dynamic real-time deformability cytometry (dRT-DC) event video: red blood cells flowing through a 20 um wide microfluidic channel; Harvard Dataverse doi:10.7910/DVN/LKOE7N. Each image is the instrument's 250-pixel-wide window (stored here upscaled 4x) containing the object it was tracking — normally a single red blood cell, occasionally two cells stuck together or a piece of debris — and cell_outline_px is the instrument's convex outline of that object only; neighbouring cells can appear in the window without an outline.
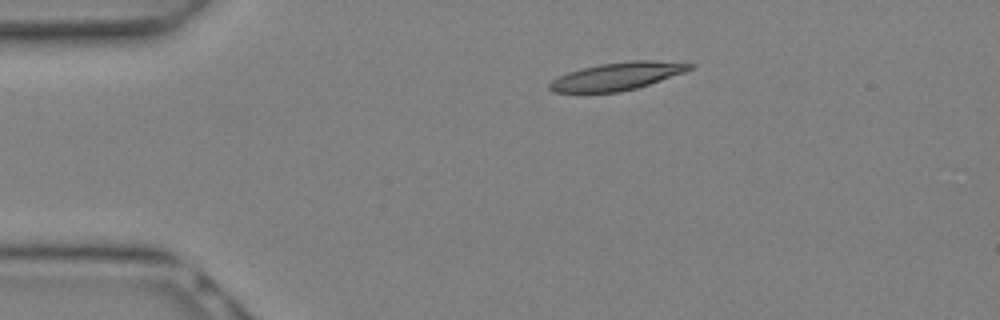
{"species": "Egyptian fruit bat (a non-hibernating species)", "species_latin": "Rousettus aegyptiacus", "temperature_condition": "warm", "stored_images_in_passage": 9, "camera_frame_rate_fps": 3000, "um_per_image_px": 0.085, "animal": {"sex": "female"}, "frame": {"image": 1, "passage_image": 1, "time_ms": 0.0, "image_size_px": [1000, 320], "cell_outline_px": [[696, 64], [692, 68], [684, 72], [636, 88], [620, 92], [552, 92], [548, 88], [548, 84], [552, 80], [568, 72], [600, 64], [632, 60], [652, 60]], "centroid_in_image_um": [52.44, 6.48], "position_along_channel_um": 32.6, "area_um2": 22.31}}
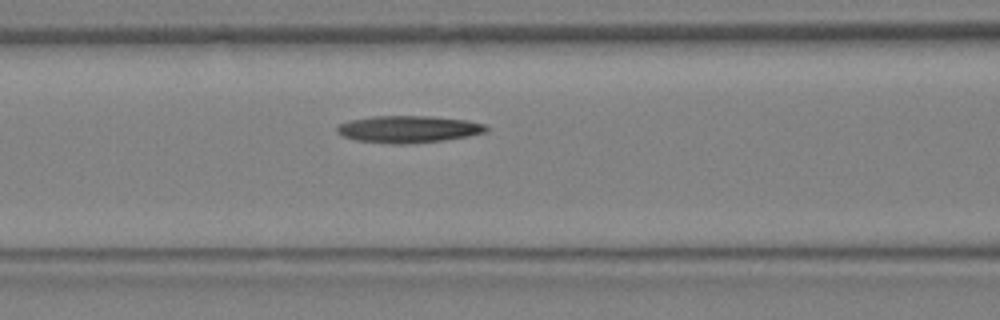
{"frame": {"image": 2, "passage_image": 7, "time_ms": 2.0, "image_size_px": [1000, 320], "cell_outline_px": [[488, 128], [484, 132], [468, 136], [444, 140], [408, 144], [392, 144], [356, 140], [344, 136], [336, 132], [336, 128], [340, 124], [352, 120], [376, 116], [432, 116], [468, 120], [484, 124]], "centroid_in_image_um": [34.73, 10.98], "position_along_channel_um": 131.9, "area_um2": 23.35}}
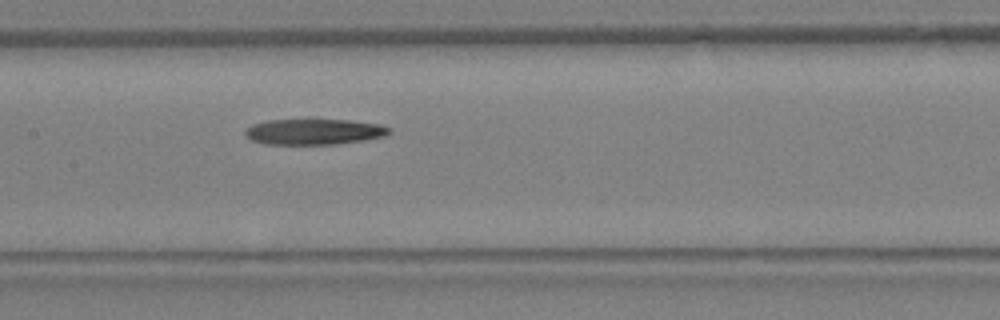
{"frame": {"image": 3, "passage_image": 9, "time_ms": 2.667, "image_size_px": [1000, 320], "cell_outline_px": [[392, 132], [384, 136], [364, 140], [336, 144], [264, 144], [252, 140], [244, 132], [252, 124], [268, 120], [348, 120], [380, 124], [392, 128]], "centroid_in_image_um": [26.74, 11.2], "position_along_channel_um": 180.7, "area_um2": 21.5}}